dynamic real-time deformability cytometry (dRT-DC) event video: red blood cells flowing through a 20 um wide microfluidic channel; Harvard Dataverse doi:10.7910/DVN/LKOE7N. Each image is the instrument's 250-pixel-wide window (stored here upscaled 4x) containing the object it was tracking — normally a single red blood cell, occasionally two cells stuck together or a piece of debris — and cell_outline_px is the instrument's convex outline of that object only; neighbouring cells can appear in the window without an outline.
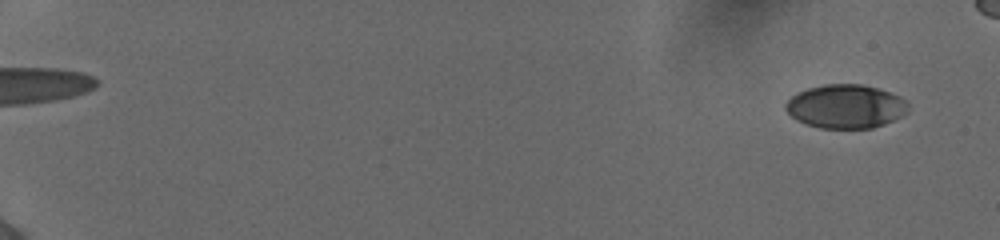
{"species": "human", "species_latin": "Homo sapiens", "temperature_condition": "cold", "stored_images_in_passage": 57, "camera_frame_rate_fps": 3000, "um_per_image_px": 0.085, "donor": {"sex": "female"}, "frame": {"image": 1, "passage_image": 3, "time_ms": 0.667, "image_size_px": [1000, 240], "cell_outline_px": [[908, 112], [884, 124], [872, 128], [820, 128], [804, 124], [796, 120], [784, 108], [784, 104], [796, 92], [808, 88], [824, 84], [864, 84], [880, 88], [900, 96], [908, 104]], "centroid_in_image_um": [71.86, 9.03], "position_along_channel_um": 13.1, "area_um2": 31.44}}
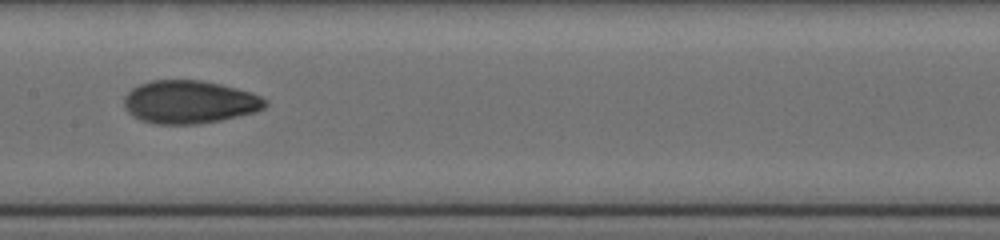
{"frame": {"image": 2, "passage_image": 32, "time_ms": 10.333, "image_size_px": [1000, 240], "cell_outline_px": [[268, 104], [264, 108], [256, 112], [220, 120], [200, 124], [156, 124], [140, 120], [132, 116], [124, 108], [124, 96], [132, 88], [140, 84], [152, 80], [200, 80], [220, 84], [252, 92], [268, 100]], "centroid_in_image_um": [16.1, 8.67], "position_along_channel_um": 191.3, "area_um2": 35.6}}
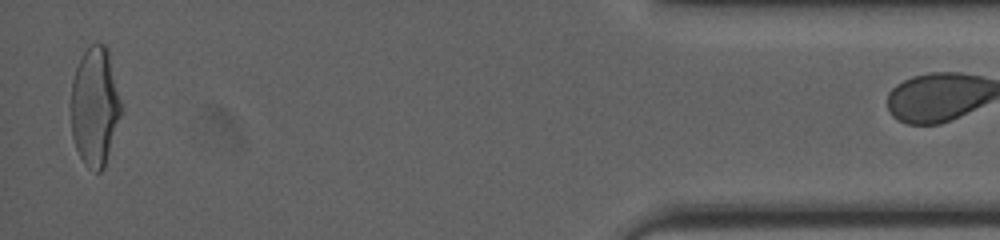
{"frame": {"image": 3, "passage_image": 55, "time_ms": 18.0, "image_size_px": [1000, 240], "cell_outline_px": [[120, 116], [104, 168], [100, 172], [96, 172], [88, 168], [84, 164], [76, 148], [72, 136], [72, 80], [76, 68], [84, 52], [92, 44], [104, 44], [108, 48], [120, 100]], "centroid_in_image_um": [8.06, 9.07], "position_along_channel_um": 427.1, "area_um2": 34.1}}